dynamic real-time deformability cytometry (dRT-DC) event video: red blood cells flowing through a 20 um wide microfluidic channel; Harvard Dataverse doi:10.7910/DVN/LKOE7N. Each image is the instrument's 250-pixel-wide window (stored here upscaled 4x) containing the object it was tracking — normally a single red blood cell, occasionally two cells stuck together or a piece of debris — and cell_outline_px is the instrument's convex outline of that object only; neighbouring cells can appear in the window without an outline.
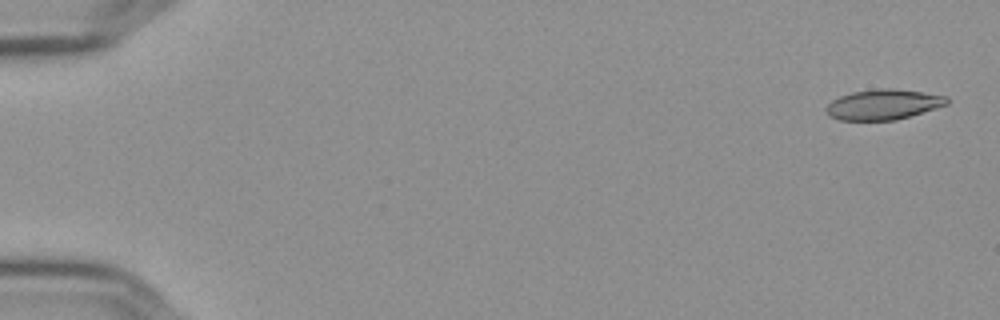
{"species": "Egyptian fruit bat (a non-hibernating species)", "species_latin": "Rousettus aegyptiacus", "temperature_condition": "cold", "stored_images_in_passage": 56, "camera_frame_rate_fps": 3000, "um_per_image_px": 0.085, "frame": {"image": 1, "passage_image": 1, "time_ms": 0.0, "image_size_px": [1000, 320], "cell_outline_px": [[948, 104], [896, 120], [840, 120], [828, 116], [824, 108], [832, 100], [840, 96], [852, 92], [880, 88], [892, 88], [924, 92], [948, 96]], "centroid_in_image_um": [75.06, 8.88], "position_along_channel_um": 9.9, "area_um2": 21.33}}
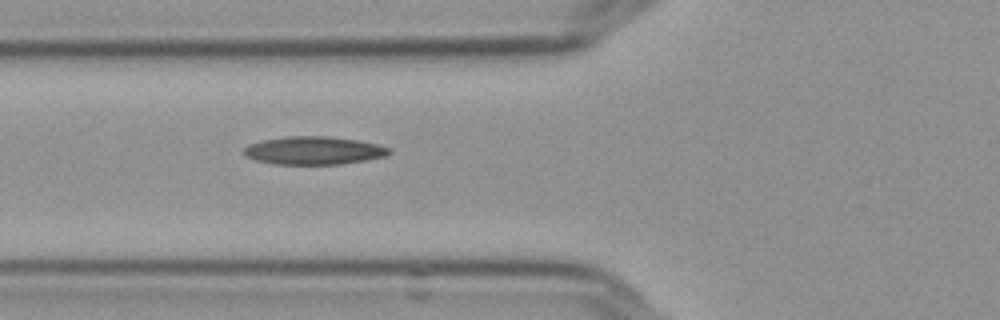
{"frame": {"image": 2, "passage_image": 21, "time_ms": 6.667, "image_size_px": [1000, 320], "cell_outline_px": [[392, 152], [388, 156], [340, 164], [272, 164], [256, 160], [244, 156], [244, 148], [248, 144], [260, 140], [284, 136], [328, 136], [360, 140], [392, 148]], "centroid_in_image_um": [26.67, 12.78], "position_along_channel_um": 99.1, "area_um2": 24.04}}
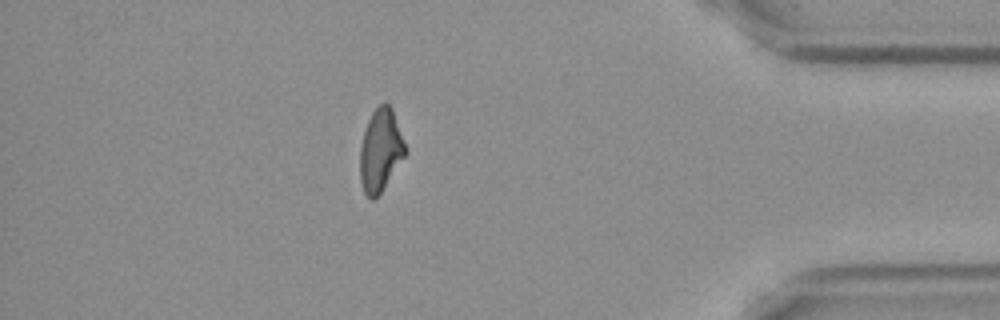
{"frame": {"image": 3, "passage_image": 49, "time_ms": 16.0, "image_size_px": [1000, 320], "cell_outline_px": [[408, 152], [380, 192], [372, 200], [364, 192], [360, 180], [360, 148], [364, 132], [368, 120], [372, 112], [384, 100], [392, 108]], "centroid_in_image_um": [32.35, 12.74], "position_along_channel_um": 402.9, "area_um2": 21.56}, "authors_computed_cell_mechanics": {"area_um2": 22.4264, "velocity_mm_per_s": 3.6321, "shape_relaxation_time_tau1_ms": null, "shape_relaxation_time_tau2_ms": 8.3444, "deformation_change_tau1": null, "deformation_change_tau2": 0.1817}}